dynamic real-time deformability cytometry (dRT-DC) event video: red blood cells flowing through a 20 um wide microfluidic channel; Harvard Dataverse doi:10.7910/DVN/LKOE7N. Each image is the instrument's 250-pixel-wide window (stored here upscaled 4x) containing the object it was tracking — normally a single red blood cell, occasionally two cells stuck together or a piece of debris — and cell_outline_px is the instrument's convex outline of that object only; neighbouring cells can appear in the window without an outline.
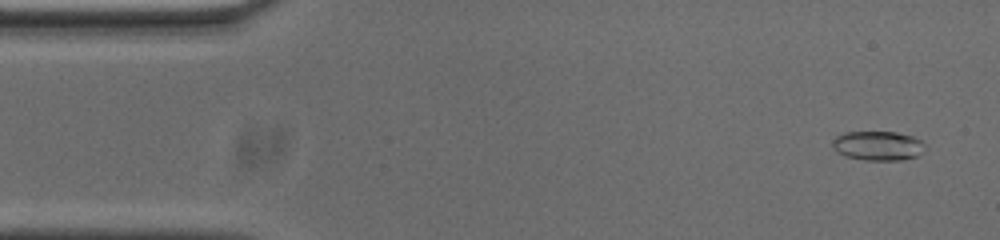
{"species": "common noctule bat (a hibernating species)", "species_latin": "Nyctalus noctula", "temperature_condition": "cold", "stored_images_in_passage": 54, "camera_frame_rate_fps": 3000, "um_per_image_px": 0.085, "animal": {"sex": "male", "body_mass_g": 20.0, "forearm_length_mm": 53.3}, "frame": {"image": 1, "passage_image": 3, "time_ms": 0.667, "image_size_px": [1000, 240], "cell_outline_px": [[928, 148], [916, 156], [904, 160], [864, 160], [844, 156], [836, 152], [832, 148], [832, 140], [836, 136], [844, 132], [896, 132], [912, 136], [920, 140]], "centroid_in_image_um": [74.61, 12.39], "position_along_channel_um": 10.4, "area_um2": 16.07}}
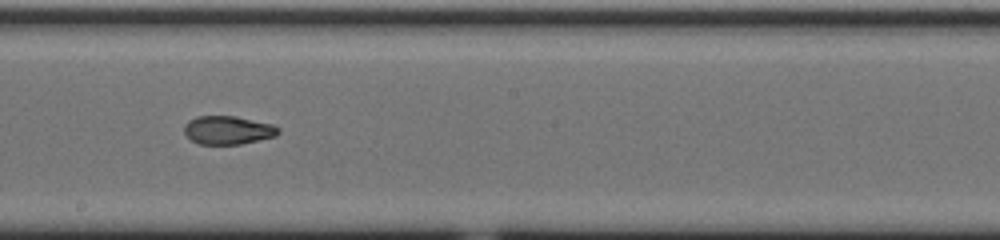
{"frame": {"image": 2, "passage_image": 29, "time_ms": 9.333, "image_size_px": [1000, 240], "cell_outline_px": [[280, 132], [276, 136], [240, 144], [200, 144], [192, 140], [184, 132], [184, 124], [188, 120], [196, 116], [236, 116], [272, 124], [280, 128]], "centroid_in_image_um": [19.37, 11.05], "position_along_channel_um": 228.8, "area_um2": 15.61}}
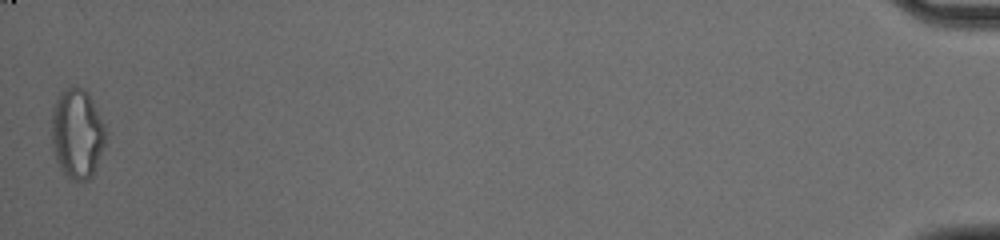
{"frame": {"image": 3, "passage_image": 54, "time_ms": 17.667, "image_size_px": [1000, 240], "cell_outline_px": [[108, 140], [92, 176], [88, 180], [72, 180], [60, 168], [56, 160], [52, 148], [52, 108], [60, 92], [68, 88], [84, 88], [88, 92], [104, 124]], "centroid_in_image_um": [6.58, 11.37], "position_along_channel_um": 428.6, "area_um2": 28.44}, "authors_computed_cell_mechanics": {"area_um2": 16.0106, "velocity_mm_per_s": 3.6905, "shape_relaxation_time_tau1_ms": null, "shape_relaxation_time_tau2_ms": 2.4232, "deformation_change_tau1": null, "deformation_change_tau2": 0.0764}}